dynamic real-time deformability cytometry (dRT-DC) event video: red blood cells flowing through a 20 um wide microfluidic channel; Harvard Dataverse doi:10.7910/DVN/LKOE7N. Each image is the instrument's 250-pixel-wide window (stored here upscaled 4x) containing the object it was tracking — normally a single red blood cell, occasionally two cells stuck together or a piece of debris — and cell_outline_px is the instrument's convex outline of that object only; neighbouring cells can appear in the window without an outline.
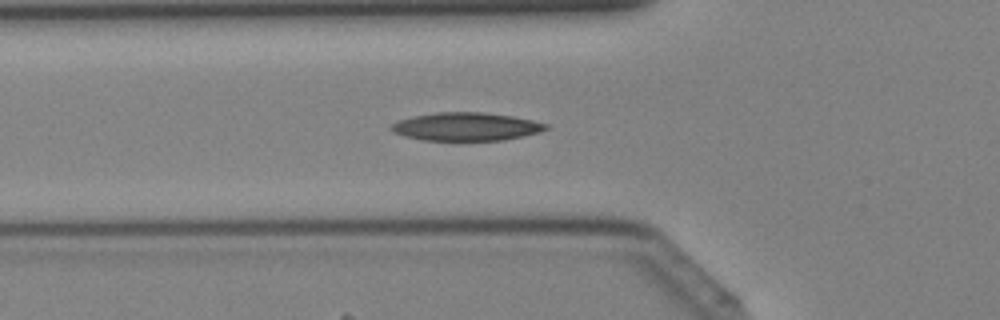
{"species": "Egyptian fruit bat (a non-hibernating species)", "species_latin": "Rousettus aegyptiacus", "temperature_condition": "cold", "stored_images_in_passage": 31, "camera_frame_rate_fps": 3000, "um_per_image_px": 0.085, "animal": {"sex": "female"}, "frame": {"image": 1, "passage_image": 3, "time_ms": 0.667, "image_size_px": [1000, 320], "cell_outline_px": [[548, 128], [540, 132], [524, 136], [504, 140], [424, 140], [404, 136], [392, 132], [388, 128], [396, 120], [412, 116], [436, 112], [484, 112], [512, 116], [532, 120], [548, 124]], "centroid_in_image_um": [39.59, 10.76], "position_along_channel_um": 86.2, "area_um2": 25.55}}
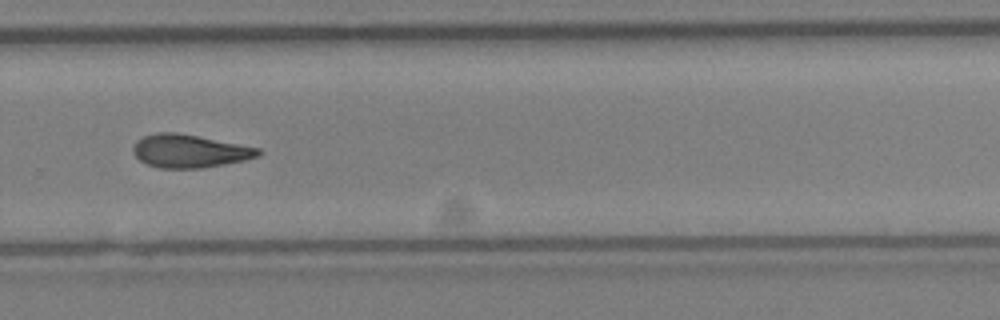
{"frame": {"image": 2, "passage_image": 17, "time_ms": 5.333, "image_size_px": [1000, 320], "cell_outline_px": [[260, 156], [244, 160], [204, 168], [160, 168], [148, 164], [140, 160], [132, 152], [132, 148], [136, 140], [144, 136], [156, 132], [176, 132], [260, 148]], "centroid_in_image_um": [16.08, 12.84], "position_along_channel_um": 313.7, "area_um2": 24.04}}
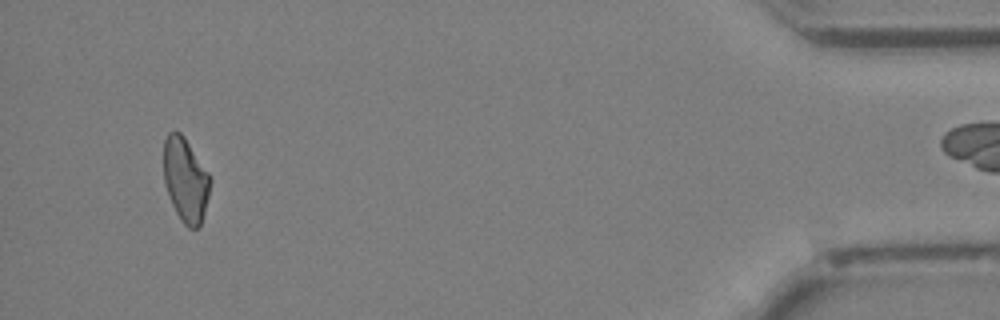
{"frame": {"image": 3, "passage_image": 28, "time_ms": 9.0, "image_size_px": [1000, 320], "cell_outline_px": [[212, 180], [204, 212], [200, 224], [196, 228], [188, 228], [180, 220], [172, 204], [164, 184], [164, 140], [168, 132], [180, 132], [184, 136], [208, 172]], "centroid_in_image_um": [15.76, 15.28], "position_along_channel_um": 419.4, "area_um2": 22.72}}